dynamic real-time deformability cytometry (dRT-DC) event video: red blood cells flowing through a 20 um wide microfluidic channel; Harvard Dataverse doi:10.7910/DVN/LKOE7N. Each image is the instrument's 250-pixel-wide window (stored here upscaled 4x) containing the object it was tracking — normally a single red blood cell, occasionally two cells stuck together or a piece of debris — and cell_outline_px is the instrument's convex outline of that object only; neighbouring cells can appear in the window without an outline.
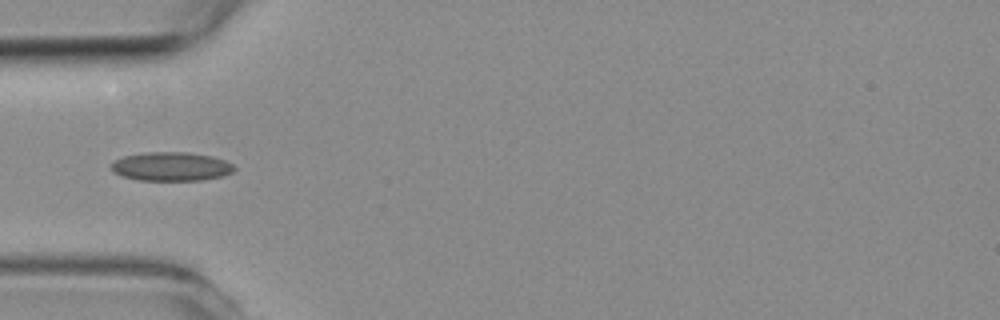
{"species": "common noctule bat (a hibernating species)", "species_latin": "Nyctalus noctula", "temperature_condition": "room temperature", "stored_images_in_passage": 6, "camera_frame_rate_fps": 3000, "um_per_image_px": 0.085, "animal": {"sex": "female", "body_mass_g": 19.3, "forearm_length_mm": 54.1}, "frame": {"image": 1, "passage_image": 3, "time_ms": 3.333, "image_size_px": [1000, 320], "cell_outline_px": [[236, 168], [232, 172], [224, 176], [200, 180], [140, 180], [124, 176], [116, 172], [112, 168], [112, 164], [116, 160], [124, 156], [148, 152], [188, 152], [212, 156], [224, 160], [232, 164]], "centroid_in_image_um": [14.61, 14.15], "position_along_channel_um": 70.4, "area_um2": 20.4}}
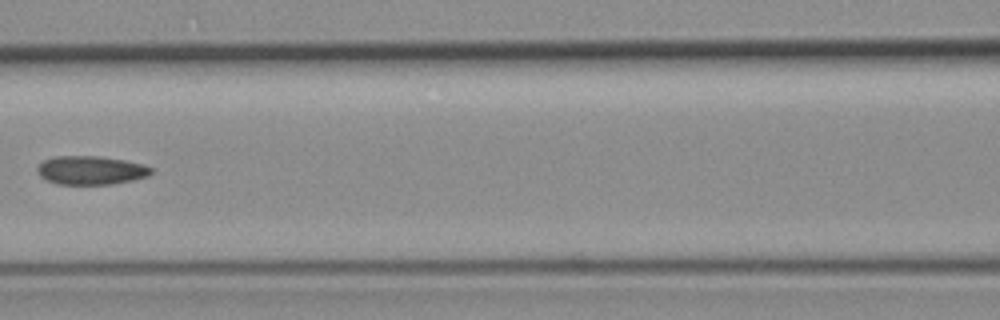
{"frame": {"image": 2, "passage_image": 5, "time_ms": 5.667, "image_size_px": [1000, 320], "cell_outline_px": [[152, 172], [148, 176], [132, 180], [112, 184], [56, 184], [40, 176], [36, 168], [44, 160], [56, 156], [100, 156], [124, 160], [144, 164], [152, 168]], "centroid_in_image_um": [7.73, 14.47], "position_along_channel_um": 158.9, "area_um2": 18.96}}
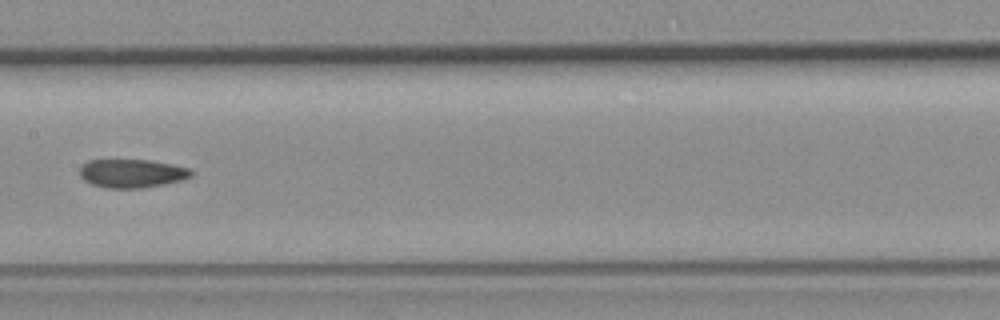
{"frame": {"image": 3, "passage_image": 6, "time_ms": 6.667, "image_size_px": [1000, 320], "cell_outline_px": [[192, 176], [184, 180], [164, 184], [140, 188], [104, 188], [92, 184], [84, 180], [80, 176], [80, 168], [88, 160], [152, 160], [192, 168]], "centroid_in_image_um": [11.25, 14.74], "position_along_channel_um": 196.2, "area_um2": 18.67}}